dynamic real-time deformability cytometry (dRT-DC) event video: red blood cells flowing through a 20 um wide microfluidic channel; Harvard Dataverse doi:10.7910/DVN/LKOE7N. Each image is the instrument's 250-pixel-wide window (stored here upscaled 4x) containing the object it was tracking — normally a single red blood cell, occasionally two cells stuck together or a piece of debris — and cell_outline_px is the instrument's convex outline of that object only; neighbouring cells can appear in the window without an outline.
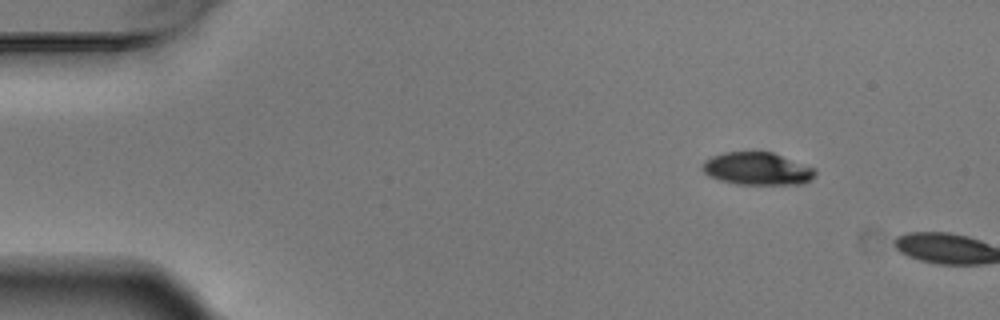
{"species": "Egyptian fruit bat (a non-hibernating species)", "species_latin": "Rousettus aegyptiacus", "temperature_condition": "warm", "stored_images_in_passage": 2, "camera_frame_rate_fps": 3000, "um_per_image_px": 0.085, "animal": {"sex": "male"}, "frame": {"image": 1, "passage_image": 1, "time_ms": 0.0, "image_size_px": [1000, 320], "cell_outline_px": [[816, 176], [812, 180], [804, 184], [736, 184], [720, 180], [708, 176], [700, 168], [704, 160], [712, 156], [724, 152], [772, 152], [816, 168]], "centroid_in_image_um": [64.38, 14.35], "position_along_channel_um": 20.6, "area_um2": 21.68}}